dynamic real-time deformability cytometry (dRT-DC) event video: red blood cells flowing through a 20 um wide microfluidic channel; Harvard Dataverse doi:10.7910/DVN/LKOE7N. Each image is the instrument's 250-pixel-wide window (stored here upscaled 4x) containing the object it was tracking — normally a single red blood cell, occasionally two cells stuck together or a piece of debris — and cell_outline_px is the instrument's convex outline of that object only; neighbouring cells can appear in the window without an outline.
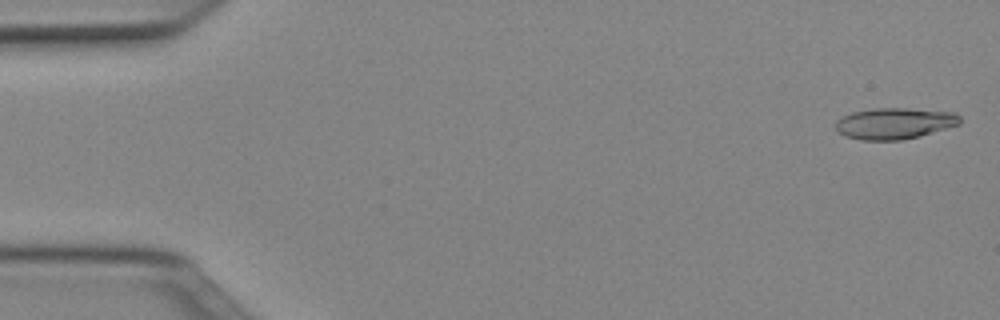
{"species": "Egyptian fruit bat (a non-hibernating species)", "species_latin": "Rousettus aegyptiacus", "temperature_condition": "cold", "stored_images_in_passage": 50, "camera_frame_rate_fps": 3000, "um_per_image_px": 0.085, "animal": {"sex": "female"}, "frame": {"image": 1, "passage_image": 1, "time_ms": 0.0, "image_size_px": [1000, 320], "cell_outline_px": [[960, 124], [920, 136], [900, 140], [860, 140], [844, 136], [836, 132], [836, 120], [852, 112], [876, 108], [908, 108], [956, 112], [960, 116]], "centroid_in_image_um": [76.03, 10.49], "position_along_channel_um": 9.0, "area_um2": 22.77}}
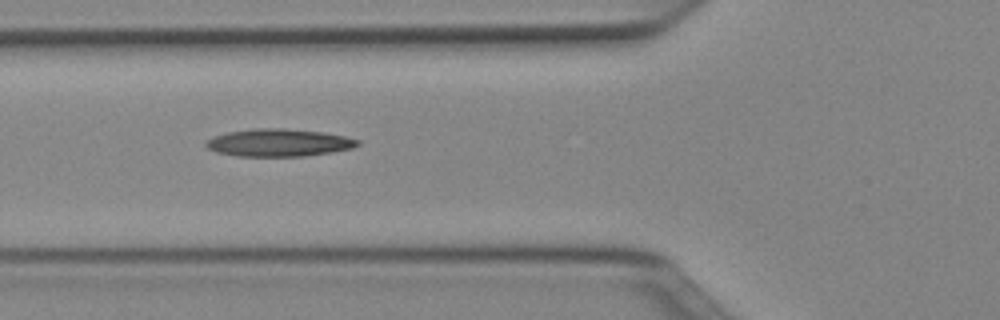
{"frame": {"image": 2, "passage_image": 18, "time_ms": 5.667, "image_size_px": [1000, 320], "cell_outline_px": [[360, 144], [352, 148], [332, 152], [304, 156], [236, 156], [216, 152], [208, 148], [204, 144], [212, 136], [228, 132], [252, 128], [284, 128], [324, 132], [344, 136], [360, 140]], "centroid_in_image_um": [23.69, 12.12], "position_along_channel_um": 102.1, "area_um2": 24.45}}
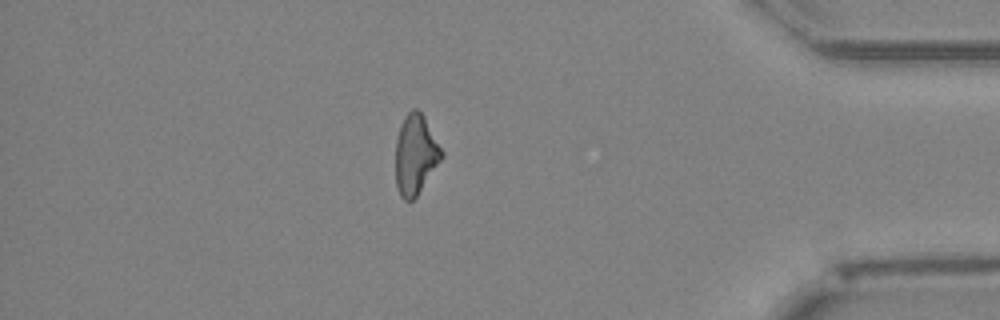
{"frame": {"image": 3, "passage_image": 43, "time_ms": 14.0, "image_size_px": [1000, 320], "cell_outline_px": [[444, 156], [416, 196], [412, 200], [404, 200], [400, 196], [396, 184], [396, 140], [404, 116], [412, 108], [416, 108], [424, 116], [444, 152]], "centroid_in_image_um": [35.32, 13.12], "position_along_channel_um": 399.9, "area_um2": 21.27}, "authors_computed_cell_mechanics": {"area_um2": 22.5998, "velocity_mm_per_s": 4.015, "shape_relaxation_time_tau1_ms": null, "shape_relaxation_time_tau2_ms": 4.5346, "deformation_change_tau1": null, "deformation_change_tau2": 0.1601}}